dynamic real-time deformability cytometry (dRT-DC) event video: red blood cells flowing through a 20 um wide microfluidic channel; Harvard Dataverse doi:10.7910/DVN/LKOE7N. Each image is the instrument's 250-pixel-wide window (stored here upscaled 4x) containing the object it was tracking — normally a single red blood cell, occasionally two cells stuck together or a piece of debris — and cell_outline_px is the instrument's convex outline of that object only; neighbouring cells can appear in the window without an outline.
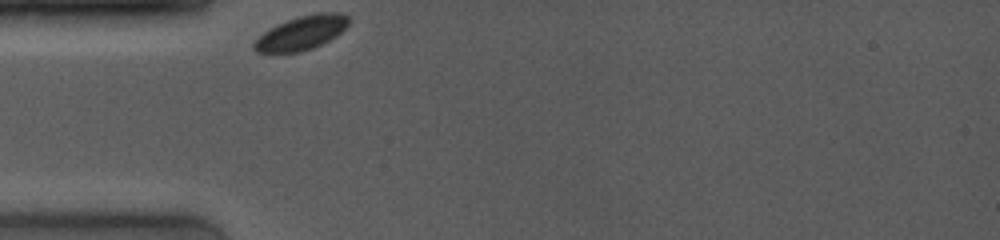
{"species": "common noctule bat (a hibernating species)", "species_latin": "Nyctalus noctula", "temperature_condition": "room temperature", "stored_images_in_passage": 42, "camera_frame_rate_fps": 4000, "um_per_image_px": 0.085, "animal": {"sex": "female", "body_mass_g": 19.0, "forearm_length_mm": 53.3}, "frame": {"image": 1, "passage_image": 1, "time_ms": 0.0, "image_size_px": [1000, 240], "cell_outline_px": [[352, 20], [336, 36], [312, 48], [300, 52], [256, 52], [252, 48], [252, 44], [268, 28], [276, 24], [300, 16], [320, 12], [340, 12], [348, 16]], "centroid_in_image_um": [25.63, 2.78], "position_along_channel_um": 59.4, "area_um2": 18.61}}
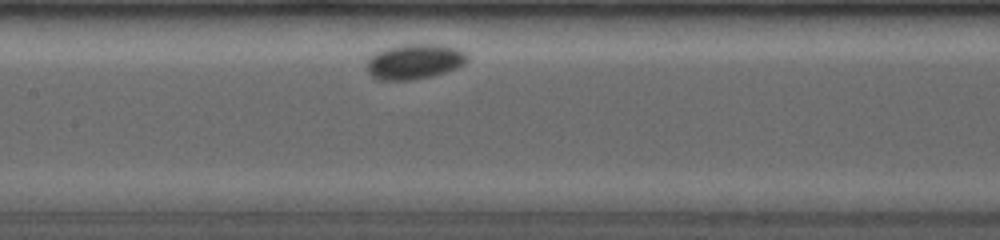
{"frame": {"image": 2, "passage_image": 14, "time_ms": 3.25, "image_size_px": [1000, 240], "cell_outline_px": [[468, 60], [464, 64], [456, 68], [432, 76], [412, 80], [376, 80], [368, 72], [368, 60], [376, 52], [384, 48], [404, 44], [440, 44], [456, 48], [468, 52]], "centroid_in_image_um": [35.26, 5.22], "position_along_channel_um": 172.1, "area_um2": 20.69}}
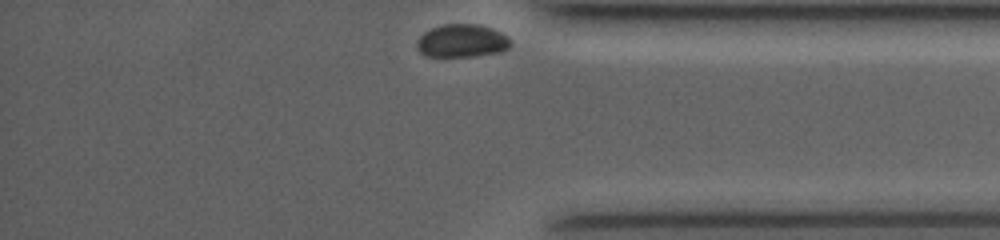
{"frame": {"image": 3, "passage_image": 42, "time_ms": 9.5, "image_size_px": [1000, 240], "cell_outline_px": [[512, 44], [508, 48], [500, 52], [472, 56], [424, 56], [420, 52], [416, 44], [420, 36], [424, 32], [432, 28], [444, 24], [476, 24], [492, 28], [508, 36]], "centroid_in_image_um": [39.27, 3.47], "position_along_channel_um": 395.9, "area_um2": 17.98}, "authors_computed_cell_mechanics": {"area_um2": 19.5942, "velocity_mm_per_s": 3.5667, "shape_relaxation_time_tau1_ms": 3.4631, "shape_relaxation_time_tau2_ms": null, "deformation_change_tau1": 0.111, "deformation_change_tau2": null}}